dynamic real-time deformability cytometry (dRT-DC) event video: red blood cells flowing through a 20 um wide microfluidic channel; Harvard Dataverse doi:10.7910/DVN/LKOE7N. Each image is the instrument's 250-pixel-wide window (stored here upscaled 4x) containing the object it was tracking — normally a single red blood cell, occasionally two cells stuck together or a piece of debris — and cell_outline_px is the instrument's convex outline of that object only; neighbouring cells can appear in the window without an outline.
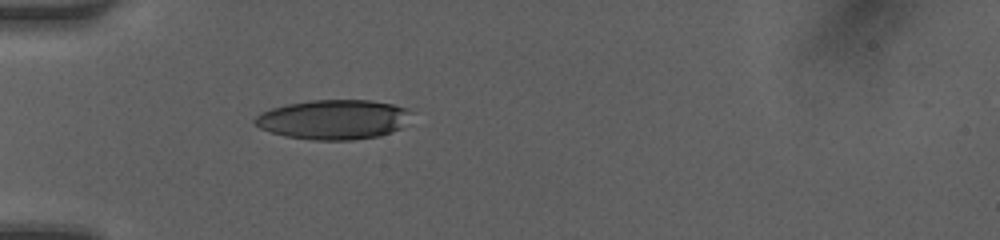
{"species": "human", "species_latin": "Homo sapiens", "temperature_condition": "room temperature", "stored_images_in_passage": 31, "camera_frame_rate_fps": 3000, "um_per_image_px": 0.085, "donor": {"sex": "female"}, "frame": {"image": 1, "passage_image": 1, "time_ms": 0.0, "image_size_px": [1000, 240], "cell_outline_px": [[412, 112], [400, 128], [392, 132], [380, 136], [352, 140], [312, 140], [284, 136], [260, 128], [252, 120], [260, 112], [272, 108], [288, 104], [312, 100], [372, 100], [392, 104], [408, 108]], "centroid_in_image_um": [28.34, 10.16], "position_along_channel_um": 56.7, "area_um2": 36.18}}
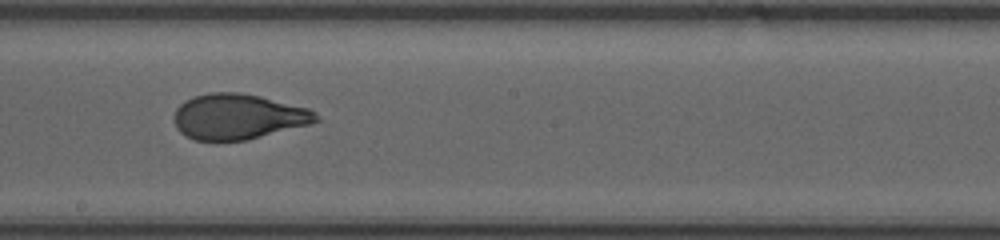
{"frame": {"image": 2, "passage_image": 14, "time_ms": 4.333, "image_size_px": [1000, 240], "cell_outline_px": [[320, 120], [312, 124], [244, 140], [216, 144], [196, 140], [184, 136], [176, 128], [172, 120], [176, 108], [184, 100], [192, 96], [208, 92], [240, 92], [260, 96], [308, 108], [316, 112], [320, 116]], "centroid_in_image_um": [20.18, 9.94], "position_along_channel_um": 228.0, "area_um2": 38.61}}
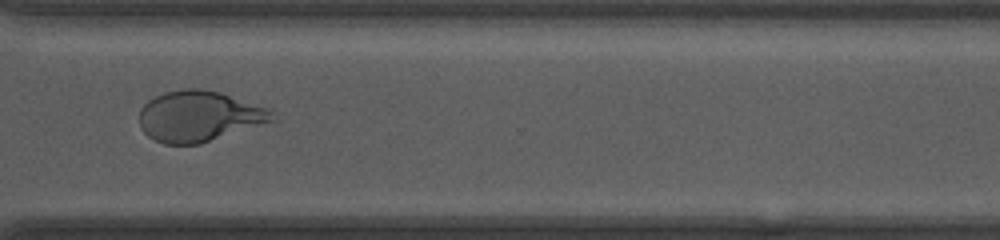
{"frame": {"image": 3, "passage_image": 23, "time_ms": 7.333, "image_size_px": [1000, 240], "cell_outline_px": [[276, 120], [200, 144], [164, 144], [148, 136], [140, 128], [140, 108], [148, 100], [164, 92], [184, 88], [200, 88], [220, 92], [272, 108]], "centroid_in_image_um": [16.95, 9.87], "position_along_channel_um": 353.7, "area_um2": 39.59}, "authors_computed_cell_mechanics": {"area_um2": 38.148, "velocity_mm_per_s": 4.1998, "shape_relaxation_time_tau1_ms": 4.8289, "shape_relaxation_time_tau2_ms": 0.746, "deformation_change_tau1": 0.1962, "deformation_change_tau2": 0.0682}}